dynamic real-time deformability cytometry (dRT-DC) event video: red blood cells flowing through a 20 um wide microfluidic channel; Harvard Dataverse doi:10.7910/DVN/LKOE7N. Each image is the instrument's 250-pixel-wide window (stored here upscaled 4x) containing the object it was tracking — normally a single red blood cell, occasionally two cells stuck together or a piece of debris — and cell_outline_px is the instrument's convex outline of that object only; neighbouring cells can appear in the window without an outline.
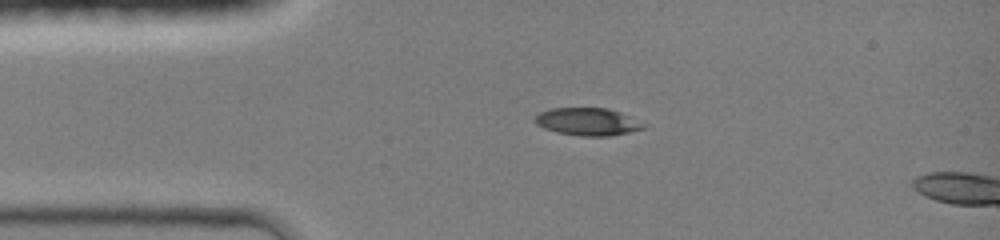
{"species": "common noctule bat (a hibernating species)", "species_latin": "Nyctalus noctula", "temperature_condition": "room temperature", "stored_images_in_passage": 3, "camera_frame_rate_fps": 3000, "um_per_image_px": 0.085, "animal": {"sex": "female", "body_mass_g": 19.0, "forearm_length_mm": 51.5}, "frame": {"image": 1, "passage_image": 1, "time_ms": 0.0, "image_size_px": [1000, 240], "cell_outline_px": [[648, 124], [644, 128], [628, 132], [608, 136], [580, 136], [556, 132], [544, 128], [536, 124], [536, 116], [540, 112], [552, 108], [608, 108], [620, 112]], "centroid_in_image_um": [49.98, 10.34], "position_along_channel_um": 35.0, "area_um2": 17.4}}